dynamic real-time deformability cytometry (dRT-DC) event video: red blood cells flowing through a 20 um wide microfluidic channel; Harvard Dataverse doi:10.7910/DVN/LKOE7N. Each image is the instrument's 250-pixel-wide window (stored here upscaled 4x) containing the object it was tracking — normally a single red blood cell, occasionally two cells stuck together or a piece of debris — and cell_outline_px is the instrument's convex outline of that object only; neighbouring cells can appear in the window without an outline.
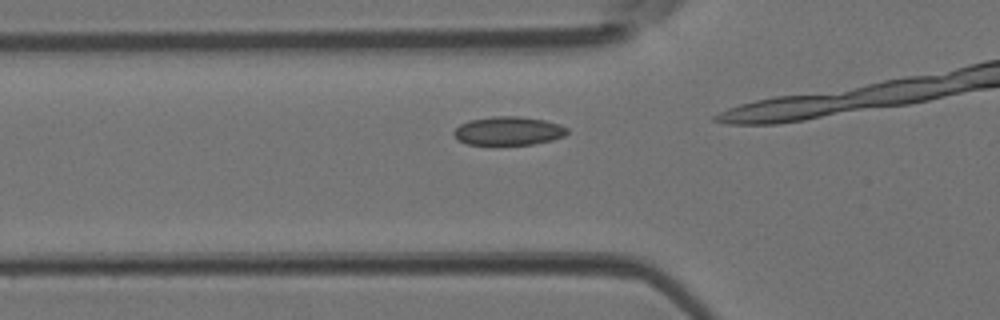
{"species": "Egyptian fruit bat (a non-hibernating species)", "species_latin": "Rousettus aegyptiacus", "temperature_condition": "room temperature", "stored_images_in_passage": 8, "camera_frame_rate_fps": 3000, "um_per_image_px": 0.085, "animal": {"sex": "female"}, "frame": {"image": 1, "passage_image": 6, "time_ms": 1.667, "image_size_px": [1000, 320], "cell_outline_px": [[568, 132], [564, 136], [552, 140], [532, 144], [492, 148], [468, 144], [456, 140], [452, 132], [460, 124], [468, 120], [492, 116], [520, 116], [544, 120], [560, 124], [568, 128]], "centroid_in_image_um": [43.15, 11.17], "position_along_channel_um": 82.6, "area_um2": 19.88}}